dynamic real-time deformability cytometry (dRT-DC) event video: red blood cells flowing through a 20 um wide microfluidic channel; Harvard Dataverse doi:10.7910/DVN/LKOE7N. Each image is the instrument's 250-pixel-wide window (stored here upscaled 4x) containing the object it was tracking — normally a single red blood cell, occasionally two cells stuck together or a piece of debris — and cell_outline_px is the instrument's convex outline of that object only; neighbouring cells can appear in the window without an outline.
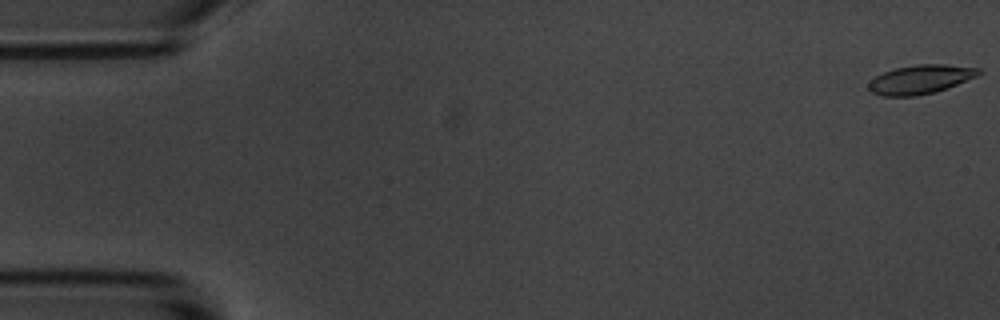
{"species": "common noctule bat (a hibernating species)", "species_latin": "Nyctalus noctula", "temperature_condition": "room temperature", "stored_images_in_passage": 55, "camera_frame_rate_fps": 3000, "um_per_image_px": 0.085, "animal": {"sex": "male", "body_mass_g": 20.1, "forearm_length_mm": 53.5}, "frame": {"image": 1, "passage_image": 1, "time_ms": 0.0, "image_size_px": [1000, 320], "cell_outline_px": [[984, 72], [980, 76], [936, 92], [916, 96], [884, 96], [872, 92], [868, 88], [868, 84], [876, 76], [884, 72], [896, 68], [916, 64], [944, 64], [980, 68]], "centroid_in_image_um": [78.31, 6.74], "position_along_channel_um": 6.7, "area_um2": 18.73}}
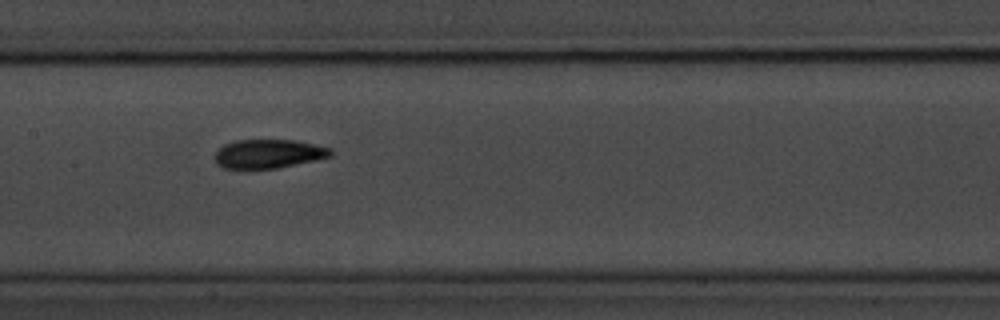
{"frame": {"image": 2, "passage_image": 27, "time_ms": 8.667, "image_size_px": [1000, 320], "cell_outline_px": [[332, 156], [316, 160], [276, 168], [224, 168], [216, 164], [216, 152], [224, 144], [236, 140], [296, 140], [316, 144], [332, 148]], "centroid_in_image_um": [22.86, 13.06], "position_along_channel_um": 184.5, "area_um2": 19.42}}
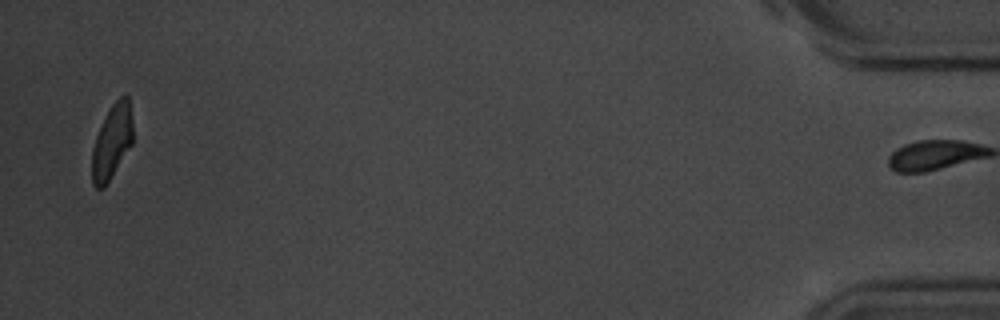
{"frame": {"image": 3, "passage_image": 54, "time_ms": 17.667, "image_size_px": [1000, 320], "cell_outline_px": [[132, 144], [104, 188], [96, 188], [92, 184], [92, 148], [96, 136], [112, 104], [124, 92], [128, 96], [132, 120]], "centroid_in_image_um": [9.52, 12.05], "position_along_channel_um": 425.7, "area_um2": 17.51}, "authors_computed_cell_mechanics": {"area_um2": 19.3052, "velocity_mm_per_s": 3.657, "shape_relaxation_time_tau1_ms": 4.3927, "shape_relaxation_time_tau2_ms": 2.9663, "deformation_change_tau1": 0.1645, "deformation_change_tau2": 0.0835}}